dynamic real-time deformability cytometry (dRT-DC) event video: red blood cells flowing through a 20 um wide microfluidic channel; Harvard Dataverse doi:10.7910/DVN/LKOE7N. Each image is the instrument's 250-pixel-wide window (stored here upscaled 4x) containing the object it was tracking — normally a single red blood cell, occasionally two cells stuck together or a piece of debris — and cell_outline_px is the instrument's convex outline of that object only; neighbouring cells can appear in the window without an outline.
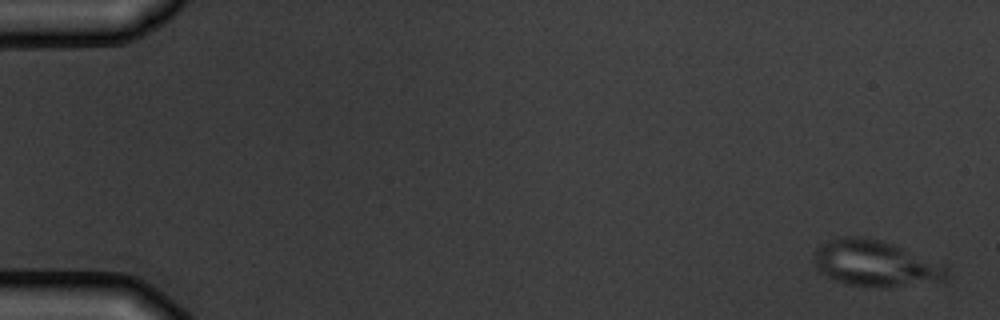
{"species": "common noctule bat (a hibernating species)", "species_latin": "Nyctalus noctula", "temperature_condition": "warm", "stored_images_in_passage": 6, "camera_frame_rate_fps": 3000, "um_per_image_px": 0.085, "animal": {"sex": "male", "body_mass_g": 19.5, "forearm_length_mm": 54.6}, "frame": {"image": 1, "passage_image": 1, "time_ms": 0.0, "image_size_px": [1000, 320], "cell_outline_px": [[948, 276], [944, 280], [896, 284], [848, 284], [836, 280], [820, 272], [816, 268], [816, 248], [820, 244], [828, 240], [848, 236], [856, 236], [880, 240], [892, 244], [948, 264]], "centroid_in_image_um": [74.43, 22.33], "position_along_channel_um": 10.6, "area_um2": 34.33}}